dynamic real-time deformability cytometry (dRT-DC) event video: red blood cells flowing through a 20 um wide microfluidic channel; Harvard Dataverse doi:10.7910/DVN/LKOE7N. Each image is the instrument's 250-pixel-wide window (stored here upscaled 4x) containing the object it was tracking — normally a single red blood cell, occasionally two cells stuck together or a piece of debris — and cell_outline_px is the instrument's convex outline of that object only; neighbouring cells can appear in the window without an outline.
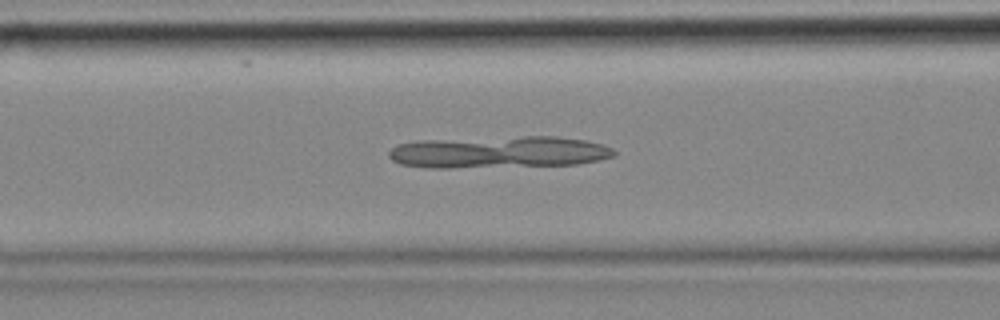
{"species": "common noctule bat (a hibernating species)", "species_latin": "Nyctalus noctula", "temperature_condition": "cold", "stored_images_in_passage": 56, "camera_frame_rate_fps": 3000, "um_per_image_px": 0.085, "animal": {"sex": "female", "body_mass_g": 18.4}, "frame": {"image": 1, "passage_image": 22, "time_ms": 7.0, "image_size_px": [1000, 320], "cell_outline_px": [[616, 156], [576, 164], [448, 168], [428, 168], [400, 164], [392, 160], [388, 156], [388, 152], [396, 144], [416, 140], [524, 136], [556, 136], [584, 140], [604, 144], [612, 148], [616, 152]], "centroid_in_image_um": [42.36, 12.92], "position_along_channel_um": 124.2, "area_um2": 42.14}}
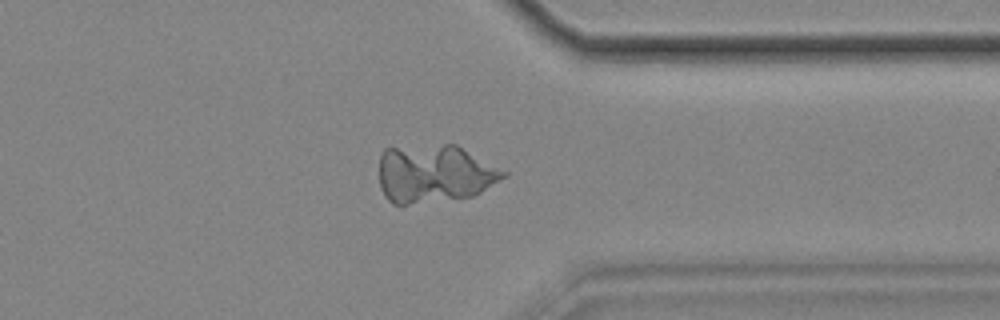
{"frame": {"image": 2, "passage_image": 44, "time_ms": 14.333, "image_size_px": [1000, 320], "cell_outline_px": [[508, 176], [480, 192], [472, 196], [408, 204], [392, 204], [384, 196], [380, 188], [380, 152], [384, 148], [444, 144], [456, 144], [508, 172]], "centroid_in_image_um": [36.92, 14.75], "position_along_channel_um": 374.5, "area_um2": 42.14}}
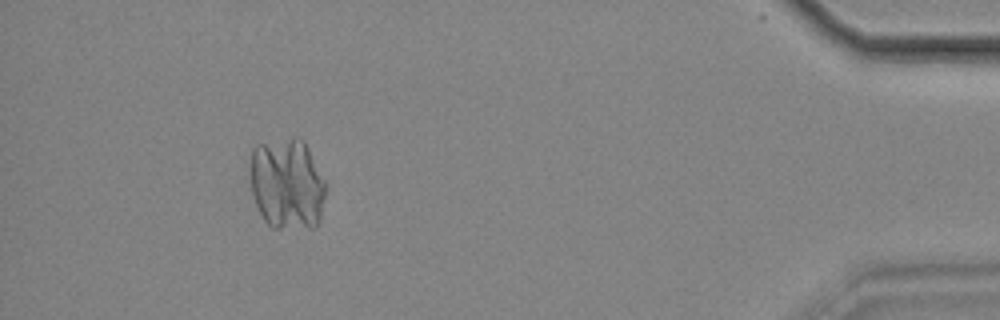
{"frame": {"image": 3, "passage_image": 52, "time_ms": 17.0, "image_size_px": [1000, 320], "cell_outline_px": [[324, 196], [320, 216], [316, 228], [272, 228], [264, 220], [252, 196], [252, 148], [256, 144], [292, 136], [300, 136], [304, 140], [324, 180]], "centroid_in_image_um": [24.4, 15.61], "position_along_channel_um": 410.8, "area_um2": 40.23}}